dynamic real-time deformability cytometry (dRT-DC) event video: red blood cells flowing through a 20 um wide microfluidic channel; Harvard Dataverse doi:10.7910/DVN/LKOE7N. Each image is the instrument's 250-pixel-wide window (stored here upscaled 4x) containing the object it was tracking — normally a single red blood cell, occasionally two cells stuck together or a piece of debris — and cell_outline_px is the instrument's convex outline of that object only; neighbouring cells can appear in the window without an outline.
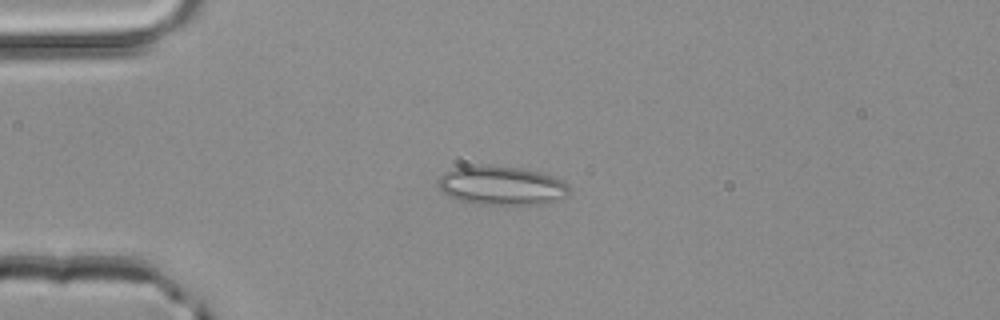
{"species": "common noctule bat (a hibernating species)", "species_latin": "Nyctalus noctula", "temperature_condition": "room temperature", "stored_images_in_passage": 2, "camera_frame_rate_fps": 3000, "um_per_image_px": 0.085, "animal": {"sex": "male", "body_mass_g": 20.4}, "frame": {"image": 1, "passage_image": 2, "time_ms": 0.333, "image_size_px": [1000, 320], "cell_outline_px": [[568, 196], [560, 200], [544, 204], [480, 204], [460, 200], [448, 196], [440, 192], [440, 176], [444, 172], [452, 168], [520, 168], [540, 172], [552, 176], [568, 184]], "centroid_in_image_um": [42.68, 15.82], "position_along_channel_um": 42.3, "area_um2": 28.84}}